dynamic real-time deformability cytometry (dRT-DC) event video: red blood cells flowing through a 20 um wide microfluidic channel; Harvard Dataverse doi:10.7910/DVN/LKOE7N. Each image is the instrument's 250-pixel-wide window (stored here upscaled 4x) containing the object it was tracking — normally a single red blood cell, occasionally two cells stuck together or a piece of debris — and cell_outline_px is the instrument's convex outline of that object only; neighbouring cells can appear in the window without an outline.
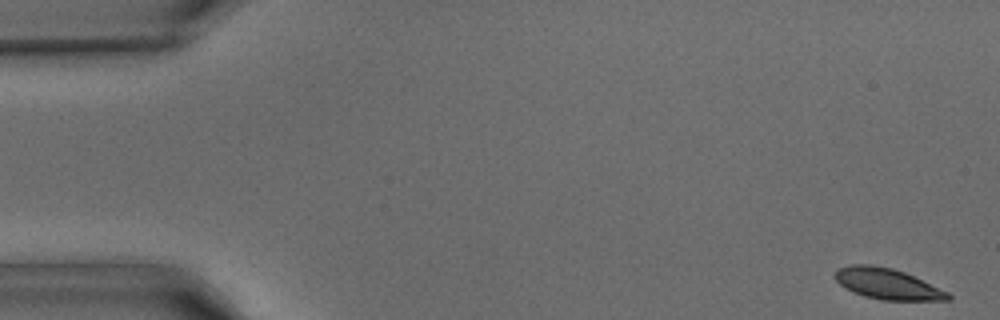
{"species": "common noctule bat (a hibernating species)", "species_latin": "Nyctalus noctula", "temperature_condition": "warm", "stored_images_in_passage": 13, "camera_frame_rate_fps": 3000, "um_per_image_px": 0.085, "animal": {"sex": "male", "body_mass_g": 15.6}, "frame": {"image": 1, "passage_image": 1, "time_ms": 0.0, "image_size_px": [1000, 320], "cell_outline_px": [[952, 296], [948, 300], [880, 300], [864, 296], [852, 292], [844, 288], [832, 276], [836, 268], [848, 264], [872, 264], [892, 268], [904, 272], [948, 292]], "centroid_in_image_um": [75.34, 24.11], "position_along_channel_um": 9.7, "area_um2": 20.46}}
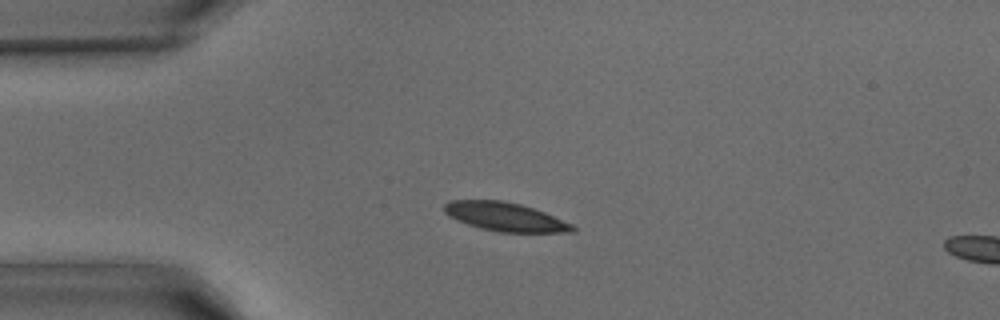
{"frame": {"image": 2, "passage_image": 10, "time_ms": 3.0, "image_size_px": [1000, 320], "cell_outline_px": [[576, 232], [500, 232], [480, 228], [468, 224], [448, 216], [444, 212], [444, 204], [448, 200], [500, 200], [520, 204], [544, 212], [572, 224], [576, 228]], "centroid_in_image_um": [42.92, 18.42], "position_along_channel_um": 42.1, "area_um2": 21.33}}